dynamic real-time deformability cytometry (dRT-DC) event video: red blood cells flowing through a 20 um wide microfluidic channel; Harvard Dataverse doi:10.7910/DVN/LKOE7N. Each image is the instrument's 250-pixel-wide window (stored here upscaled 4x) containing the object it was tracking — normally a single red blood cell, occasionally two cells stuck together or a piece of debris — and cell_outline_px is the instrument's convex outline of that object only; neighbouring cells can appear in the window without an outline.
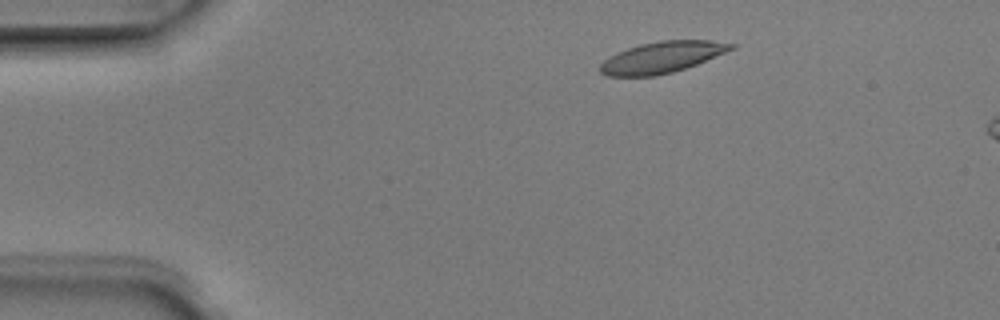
{"species": "Egyptian fruit bat (a non-hibernating species)", "species_latin": "Rousettus aegyptiacus", "temperature_condition": "room temperature", "stored_images_in_passage": 4, "camera_frame_rate_fps": 3000, "um_per_image_px": 0.085, "animal": {"sex": "male"}, "frame": {"image": 1, "passage_image": 2, "time_ms": 0.333, "image_size_px": [1000, 320], "cell_outline_px": [[736, 48], [696, 64], [672, 72], [652, 76], [604, 76], [600, 72], [600, 64], [608, 56], [628, 48], [640, 44], [660, 40], [712, 40], [736, 44]], "centroid_in_image_um": [56.26, 4.86], "position_along_channel_um": 28.7, "area_um2": 23.81}}